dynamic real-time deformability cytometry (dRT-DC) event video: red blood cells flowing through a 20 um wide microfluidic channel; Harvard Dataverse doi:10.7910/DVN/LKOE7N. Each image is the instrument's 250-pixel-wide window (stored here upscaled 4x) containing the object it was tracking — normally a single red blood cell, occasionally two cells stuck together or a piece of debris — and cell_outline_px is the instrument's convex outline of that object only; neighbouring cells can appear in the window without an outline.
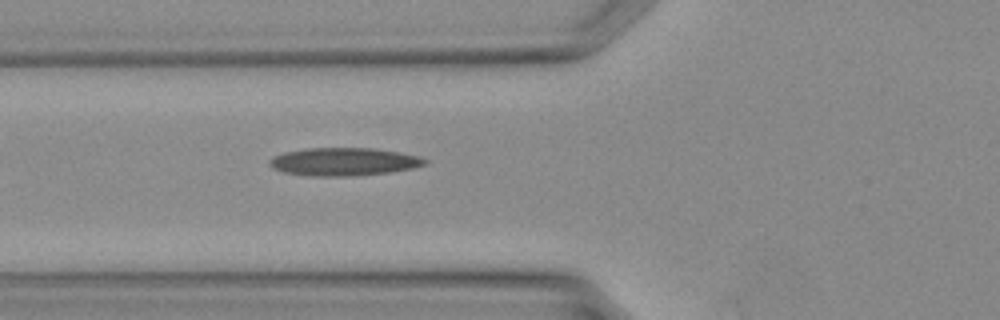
{"species": "Egyptian fruit bat (a non-hibernating species)", "species_latin": "Rousettus aegyptiacus", "temperature_condition": "warm", "stored_images_in_passage": 15, "camera_frame_rate_fps": 3000, "um_per_image_px": 0.085, "animal": {"sex": "female"}, "frame": {"image": 1, "passage_image": 3, "time_ms": 0.667, "image_size_px": [1000, 320], "cell_outline_px": [[428, 164], [412, 168], [392, 172], [352, 176], [312, 176], [284, 172], [272, 168], [268, 164], [268, 160], [284, 152], [308, 148], [372, 148], [396, 152], [416, 156], [428, 160]], "centroid_in_image_um": [29.21, 13.75], "position_along_channel_um": 96.6, "area_um2": 25.2}}
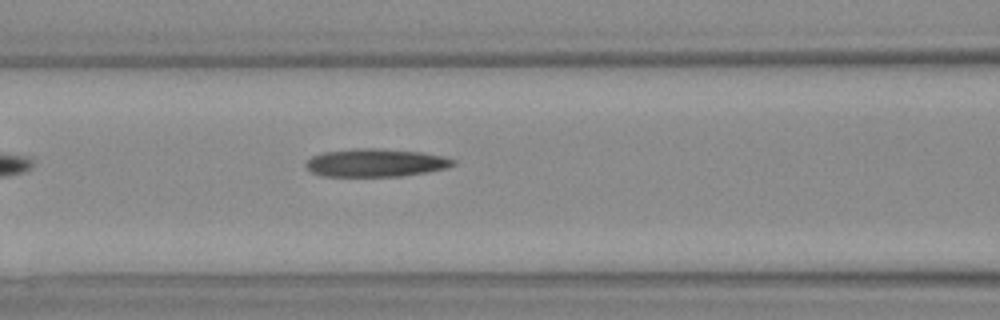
{"frame": {"image": 2, "passage_image": 5, "time_ms": 1.333, "image_size_px": [1000, 320], "cell_outline_px": [[456, 164], [448, 168], [400, 176], [320, 176], [312, 172], [304, 164], [312, 156], [324, 152], [352, 148], [376, 148], [420, 152], [440, 156], [456, 160]], "centroid_in_image_um": [31.91, 13.83], "position_along_channel_um": 134.7, "area_um2": 23.93}}